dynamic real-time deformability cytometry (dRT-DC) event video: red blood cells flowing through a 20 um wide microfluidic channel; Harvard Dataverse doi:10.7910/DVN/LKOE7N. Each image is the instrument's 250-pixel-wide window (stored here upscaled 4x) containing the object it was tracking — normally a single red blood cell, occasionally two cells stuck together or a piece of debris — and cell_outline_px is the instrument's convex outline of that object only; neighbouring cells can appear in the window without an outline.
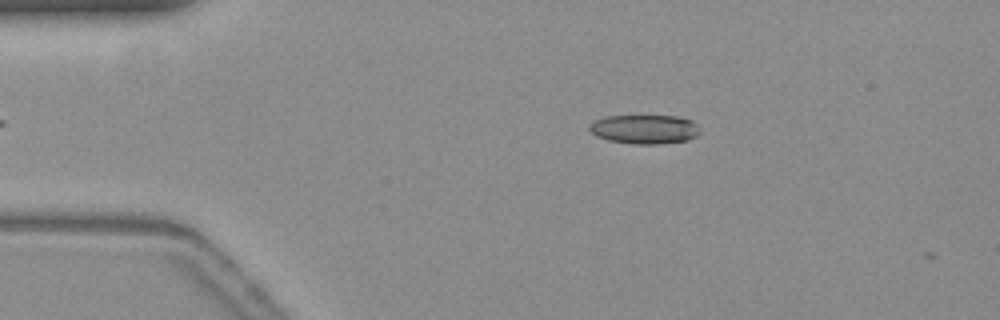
{"species": "common noctule bat (a hibernating species)", "species_latin": "Nyctalus noctula", "temperature_condition": "warm", "stored_images_in_passage": 12, "camera_frame_rate_fps": 3000, "um_per_image_px": 0.085, "animal": {"sex": "female", "body_mass_g": 19.3, "forearm_length_mm": 54.1}, "frame": {"image": 1, "passage_image": 7, "time_ms": 2.0, "image_size_px": [1000, 320], "cell_outline_px": [[700, 132], [696, 136], [688, 140], [660, 144], [632, 144], [608, 140], [596, 136], [588, 128], [596, 120], [604, 116], [676, 116], [692, 120], [696, 124]], "centroid_in_image_um": [54.8, 10.99], "position_along_channel_um": 30.2, "area_um2": 18.73}}